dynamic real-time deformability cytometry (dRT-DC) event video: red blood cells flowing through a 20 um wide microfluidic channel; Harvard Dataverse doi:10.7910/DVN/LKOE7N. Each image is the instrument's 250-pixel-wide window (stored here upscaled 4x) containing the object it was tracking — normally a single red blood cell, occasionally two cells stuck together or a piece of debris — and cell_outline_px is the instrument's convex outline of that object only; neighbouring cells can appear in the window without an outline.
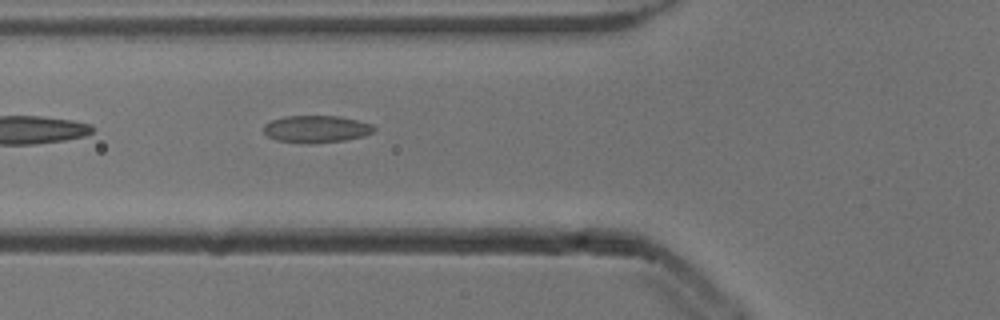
{"species": "common noctule bat (a hibernating species)", "species_latin": "Nyctalus noctula", "temperature_condition": "cold", "stored_images_in_passage": 12, "camera_frame_rate_fps": 3000, "um_per_image_px": 0.085, "animal": {"sex": "male", "body_mass_g": 13.3}, "frame": {"image": 1, "passage_image": 3, "time_ms": 0.667, "image_size_px": [1000, 320], "cell_outline_px": [[376, 128], [372, 132], [364, 136], [344, 140], [312, 144], [300, 144], [276, 140], [268, 136], [264, 132], [264, 124], [272, 120], [284, 116], [340, 116], [372, 124]], "centroid_in_image_um": [26.86, 10.98], "position_along_channel_um": 98.9, "area_um2": 17.63}}
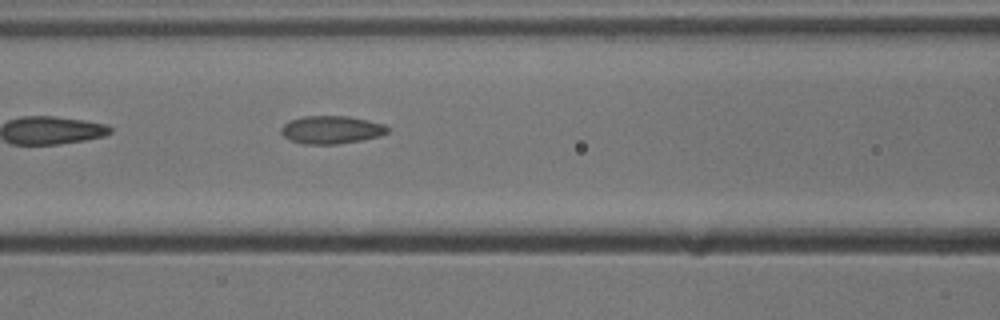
{"frame": {"image": 2, "passage_image": 6, "time_ms": 1.667, "image_size_px": [1000, 320], "cell_outline_px": [[388, 132], [380, 136], [360, 140], [336, 144], [304, 144], [292, 140], [284, 136], [280, 132], [280, 128], [288, 120], [300, 116], [348, 116], [368, 120], [384, 124], [388, 128]], "centroid_in_image_um": [28.14, 11.02], "position_along_channel_um": 138.5, "area_um2": 17.34}}
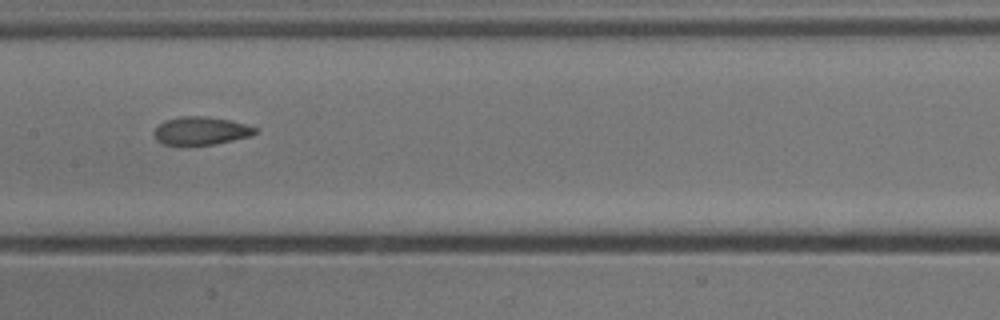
{"frame": {"image": 3, "passage_image": 10, "time_ms": 3.0, "image_size_px": [1000, 320], "cell_outline_px": [[256, 132], [248, 136], [232, 140], [212, 144], [164, 144], [156, 140], [156, 128], [164, 120], [180, 116], [204, 116], [228, 120], [244, 124], [256, 128]], "centroid_in_image_um": [17.05, 11.1], "position_along_channel_um": 190.3, "area_um2": 15.95}}